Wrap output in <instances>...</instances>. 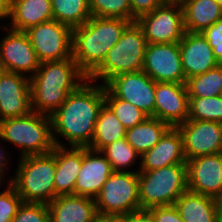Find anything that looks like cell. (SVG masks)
<instances>
[{
    "mask_svg": "<svg viewBox=\"0 0 222 222\" xmlns=\"http://www.w3.org/2000/svg\"><path fill=\"white\" fill-rule=\"evenodd\" d=\"M53 18L71 28L81 26L92 16L88 0H51Z\"/></svg>",
    "mask_w": 222,
    "mask_h": 222,
    "instance_id": "29",
    "label": "cell"
},
{
    "mask_svg": "<svg viewBox=\"0 0 222 222\" xmlns=\"http://www.w3.org/2000/svg\"><path fill=\"white\" fill-rule=\"evenodd\" d=\"M186 87L189 97H214L222 92V64L187 79Z\"/></svg>",
    "mask_w": 222,
    "mask_h": 222,
    "instance_id": "30",
    "label": "cell"
},
{
    "mask_svg": "<svg viewBox=\"0 0 222 222\" xmlns=\"http://www.w3.org/2000/svg\"><path fill=\"white\" fill-rule=\"evenodd\" d=\"M147 211L153 217L154 222H183L177 208L170 206H154Z\"/></svg>",
    "mask_w": 222,
    "mask_h": 222,
    "instance_id": "37",
    "label": "cell"
},
{
    "mask_svg": "<svg viewBox=\"0 0 222 222\" xmlns=\"http://www.w3.org/2000/svg\"><path fill=\"white\" fill-rule=\"evenodd\" d=\"M186 32H203L222 19V7L215 0H181Z\"/></svg>",
    "mask_w": 222,
    "mask_h": 222,
    "instance_id": "24",
    "label": "cell"
},
{
    "mask_svg": "<svg viewBox=\"0 0 222 222\" xmlns=\"http://www.w3.org/2000/svg\"><path fill=\"white\" fill-rule=\"evenodd\" d=\"M32 111L30 78L5 71L0 78V121Z\"/></svg>",
    "mask_w": 222,
    "mask_h": 222,
    "instance_id": "17",
    "label": "cell"
},
{
    "mask_svg": "<svg viewBox=\"0 0 222 222\" xmlns=\"http://www.w3.org/2000/svg\"><path fill=\"white\" fill-rule=\"evenodd\" d=\"M11 184L23 202L49 204L55 198L56 157L53 152L15 159Z\"/></svg>",
    "mask_w": 222,
    "mask_h": 222,
    "instance_id": "5",
    "label": "cell"
},
{
    "mask_svg": "<svg viewBox=\"0 0 222 222\" xmlns=\"http://www.w3.org/2000/svg\"><path fill=\"white\" fill-rule=\"evenodd\" d=\"M130 23L122 18L91 16L73 28L72 58L87 78L102 64Z\"/></svg>",
    "mask_w": 222,
    "mask_h": 222,
    "instance_id": "3",
    "label": "cell"
},
{
    "mask_svg": "<svg viewBox=\"0 0 222 222\" xmlns=\"http://www.w3.org/2000/svg\"><path fill=\"white\" fill-rule=\"evenodd\" d=\"M188 120H207L222 123V96L189 97Z\"/></svg>",
    "mask_w": 222,
    "mask_h": 222,
    "instance_id": "32",
    "label": "cell"
},
{
    "mask_svg": "<svg viewBox=\"0 0 222 222\" xmlns=\"http://www.w3.org/2000/svg\"><path fill=\"white\" fill-rule=\"evenodd\" d=\"M25 32L40 63L72 58L73 28L70 26L52 19Z\"/></svg>",
    "mask_w": 222,
    "mask_h": 222,
    "instance_id": "10",
    "label": "cell"
},
{
    "mask_svg": "<svg viewBox=\"0 0 222 222\" xmlns=\"http://www.w3.org/2000/svg\"><path fill=\"white\" fill-rule=\"evenodd\" d=\"M92 222H126V215L96 212Z\"/></svg>",
    "mask_w": 222,
    "mask_h": 222,
    "instance_id": "40",
    "label": "cell"
},
{
    "mask_svg": "<svg viewBox=\"0 0 222 222\" xmlns=\"http://www.w3.org/2000/svg\"><path fill=\"white\" fill-rule=\"evenodd\" d=\"M154 117L170 127L188 120L189 96L186 84L156 82Z\"/></svg>",
    "mask_w": 222,
    "mask_h": 222,
    "instance_id": "15",
    "label": "cell"
},
{
    "mask_svg": "<svg viewBox=\"0 0 222 222\" xmlns=\"http://www.w3.org/2000/svg\"><path fill=\"white\" fill-rule=\"evenodd\" d=\"M143 71L155 82L186 84L179 43L147 44Z\"/></svg>",
    "mask_w": 222,
    "mask_h": 222,
    "instance_id": "12",
    "label": "cell"
},
{
    "mask_svg": "<svg viewBox=\"0 0 222 222\" xmlns=\"http://www.w3.org/2000/svg\"><path fill=\"white\" fill-rule=\"evenodd\" d=\"M0 65L6 71L32 77L40 66L29 36L24 31H15L9 27L0 28ZM1 34V33H0Z\"/></svg>",
    "mask_w": 222,
    "mask_h": 222,
    "instance_id": "11",
    "label": "cell"
},
{
    "mask_svg": "<svg viewBox=\"0 0 222 222\" xmlns=\"http://www.w3.org/2000/svg\"><path fill=\"white\" fill-rule=\"evenodd\" d=\"M222 7V0H215Z\"/></svg>",
    "mask_w": 222,
    "mask_h": 222,
    "instance_id": "47",
    "label": "cell"
},
{
    "mask_svg": "<svg viewBox=\"0 0 222 222\" xmlns=\"http://www.w3.org/2000/svg\"><path fill=\"white\" fill-rule=\"evenodd\" d=\"M182 67L186 80L203 74L220 64L213 55V49L200 32H186L179 42Z\"/></svg>",
    "mask_w": 222,
    "mask_h": 222,
    "instance_id": "19",
    "label": "cell"
},
{
    "mask_svg": "<svg viewBox=\"0 0 222 222\" xmlns=\"http://www.w3.org/2000/svg\"><path fill=\"white\" fill-rule=\"evenodd\" d=\"M51 0H11V17L8 27L27 31L30 27L52 20Z\"/></svg>",
    "mask_w": 222,
    "mask_h": 222,
    "instance_id": "23",
    "label": "cell"
},
{
    "mask_svg": "<svg viewBox=\"0 0 222 222\" xmlns=\"http://www.w3.org/2000/svg\"><path fill=\"white\" fill-rule=\"evenodd\" d=\"M164 1H168V2H180L181 0H164Z\"/></svg>",
    "mask_w": 222,
    "mask_h": 222,
    "instance_id": "46",
    "label": "cell"
},
{
    "mask_svg": "<svg viewBox=\"0 0 222 222\" xmlns=\"http://www.w3.org/2000/svg\"><path fill=\"white\" fill-rule=\"evenodd\" d=\"M146 46L142 28L131 22L88 79L105 86L115 76L142 71Z\"/></svg>",
    "mask_w": 222,
    "mask_h": 222,
    "instance_id": "6",
    "label": "cell"
},
{
    "mask_svg": "<svg viewBox=\"0 0 222 222\" xmlns=\"http://www.w3.org/2000/svg\"><path fill=\"white\" fill-rule=\"evenodd\" d=\"M6 146L8 145H6L2 141V138L0 136V172H2L9 179V181H12L13 176H10V175L14 174L13 172L14 167H11L12 166L11 164L13 163L15 164V162L13 161L15 156H12L10 154L11 151L7 150V148L9 149V146L8 147ZM11 168L12 170H10Z\"/></svg>",
    "mask_w": 222,
    "mask_h": 222,
    "instance_id": "39",
    "label": "cell"
},
{
    "mask_svg": "<svg viewBox=\"0 0 222 222\" xmlns=\"http://www.w3.org/2000/svg\"><path fill=\"white\" fill-rule=\"evenodd\" d=\"M0 136L10 146V151L11 147L17 148L18 151H14L17 158L46 154L54 148L51 116L35 111L1 120Z\"/></svg>",
    "mask_w": 222,
    "mask_h": 222,
    "instance_id": "4",
    "label": "cell"
},
{
    "mask_svg": "<svg viewBox=\"0 0 222 222\" xmlns=\"http://www.w3.org/2000/svg\"><path fill=\"white\" fill-rule=\"evenodd\" d=\"M186 161L180 130L177 127H170L153 148L141 155L139 171L186 164Z\"/></svg>",
    "mask_w": 222,
    "mask_h": 222,
    "instance_id": "20",
    "label": "cell"
},
{
    "mask_svg": "<svg viewBox=\"0 0 222 222\" xmlns=\"http://www.w3.org/2000/svg\"><path fill=\"white\" fill-rule=\"evenodd\" d=\"M52 152L56 157L55 198L74 194L75 181L84 157V147L54 145Z\"/></svg>",
    "mask_w": 222,
    "mask_h": 222,
    "instance_id": "21",
    "label": "cell"
},
{
    "mask_svg": "<svg viewBox=\"0 0 222 222\" xmlns=\"http://www.w3.org/2000/svg\"><path fill=\"white\" fill-rule=\"evenodd\" d=\"M105 104L114 112L126 129L143 122L149 117L145 112L128 101L117 98L105 86Z\"/></svg>",
    "mask_w": 222,
    "mask_h": 222,
    "instance_id": "31",
    "label": "cell"
},
{
    "mask_svg": "<svg viewBox=\"0 0 222 222\" xmlns=\"http://www.w3.org/2000/svg\"><path fill=\"white\" fill-rule=\"evenodd\" d=\"M214 199L216 204L217 218L222 219V191Z\"/></svg>",
    "mask_w": 222,
    "mask_h": 222,
    "instance_id": "43",
    "label": "cell"
},
{
    "mask_svg": "<svg viewBox=\"0 0 222 222\" xmlns=\"http://www.w3.org/2000/svg\"><path fill=\"white\" fill-rule=\"evenodd\" d=\"M170 126L155 117L149 116L143 122L126 129L127 142L140 154L153 148Z\"/></svg>",
    "mask_w": 222,
    "mask_h": 222,
    "instance_id": "26",
    "label": "cell"
},
{
    "mask_svg": "<svg viewBox=\"0 0 222 222\" xmlns=\"http://www.w3.org/2000/svg\"><path fill=\"white\" fill-rule=\"evenodd\" d=\"M188 190L186 164L138 172V191L141 210L154 206L174 205Z\"/></svg>",
    "mask_w": 222,
    "mask_h": 222,
    "instance_id": "7",
    "label": "cell"
},
{
    "mask_svg": "<svg viewBox=\"0 0 222 222\" xmlns=\"http://www.w3.org/2000/svg\"><path fill=\"white\" fill-rule=\"evenodd\" d=\"M177 128L182 135L186 160L222 153V123L187 120Z\"/></svg>",
    "mask_w": 222,
    "mask_h": 222,
    "instance_id": "14",
    "label": "cell"
},
{
    "mask_svg": "<svg viewBox=\"0 0 222 222\" xmlns=\"http://www.w3.org/2000/svg\"><path fill=\"white\" fill-rule=\"evenodd\" d=\"M201 33L212 47L213 55L216 60L222 64V19L217 20Z\"/></svg>",
    "mask_w": 222,
    "mask_h": 222,
    "instance_id": "36",
    "label": "cell"
},
{
    "mask_svg": "<svg viewBox=\"0 0 222 222\" xmlns=\"http://www.w3.org/2000/svg\"><path fill=\"white\" fill-rule=\"evenodd\" d=\"M92 16L122 18L132 22L129 0H88Z\"/></svg>",
    "mask_w": 222,
    "mask_h": 222,
    "instance_id": "33",
    "label": "cell"
},
{
    "mask_svg": "<svg viewBox=\"0 0 222 222\" xmlns=\"http://www.w3.org/2000/svg\"><path fill=\"white\" fill-rule=\"evenodd\" d=\"M104 104L105 86L87 78L51 115L54 145L88 147Z\"/></svg>",
    "mask_w": 222,
    "mask_h": 222,
    "instance_id": "1",
    "label": "cell"
},
{
    "mask_svg": "<svg viewBox=\"0 0 222 222\" xmlns=\"http://www.w3.org/2000/svg\"><path fill=\"white\" fill-rule=\"evenodd\" d=\"M12 222H50L48 205L22 202Z\"/></svg>",
    "mask_w": 222,
    "mask_h": 222,
    "instance_id": "34",
    "label": "cell"
},
{
    "mask_svg": "<svg viewBox=\"0 0 222 222\" xmlns=\"http://www.w3.org/2000/svg\"><path fill=\"white\" fill-rule=\"evenodd\" d=\"M174 206L183 222H217L214 197L187 190L178 197Z\"/></svg>",
    "mask_w": 222,
    "mask_h": 222,
    "instance_id": "25",
    "label": "cell"
},
{
    "mask_svg": "<svg viewBox=\"0 0 222 222\" xmlns=\"http://www.w3.org/2000/svg\"><path fill=\"white\" fill-rule=\"evenodd\" d=\"M22 202L12 184L0 192V222H12Z\"/></svg>",
    "mask_w": 222,
    "mask_h": 222,
    "instance_id": "35",
    "label": "cell"
},
{
    "mask_svg": "<svg viewBox=\"0 0 222 222\" xmlns=\"http://www.w3.org/2000/svg\"><path fill=\"white\" fill-rule=\"evenodd\" d=\"M86 79L73 58L40 63L30 77L32 111L51 116Z\"/></svg>",
    "mask_w": 222,
    "mask_h": 222,
    "instance_id": "2",
    "label": "cell"
},
{
    "mask_svg": "<svg viewBox=\"0 0 222 222\" xmlns=\"http://www.w3.org/2000/svg\"><path fill=\"white\" fill-rule=\"evenodd\" d=\"M188 191L216 197L222 191V153L186 161Z\"/></svg>",
    "mask_w": 222,
    "mask_h": 222,
    "instance_id": "16",
    "label": "cell"
},
{
    "mask_svg": "<svg viewBox=\"0 0 222 222\" xmlns=\"http://www.w3.org/2000/svg\"><path fill=\"white\" fill-rule=\"evenodd\" d=\"M47 205L50 222H92L97 212L95 199L74 194L57 196Z\"/></svg>",
    "mask_w": 222,
    "mask_h": 222,
    "instance_id": "22",
    "label": "cell"
},
{
    "mask_svg": "<svg viewBox=\"0 0 222 222\" xmlns=\"http://www.w3.org/2000/svg\"><path fill=\"white\" fill-rule=\"evenodd\" d=\"M113 172L110 162L101 151L84 147V157L75 181L74 195L95 199Z\"/></svg>",
    "mask_w": 222,
    "mask_h": 222,
    "instance_id": "18",
    "label": "cell"
},
{
    "mask_svg": "<svg viewBox=\"0 0 222 222\" xmlns=\"http://www.w3.org/2000/svg\"><path fill=\"white\" fill-rule=\"evenodd\" d=\"M5 71H6L5 68L2 65H0V78Z\"/></svg>",
    "mask_w": 222,
    "mask_h": 222,
    "instance_id": "45",
    "label": "cell"
},
{
    "mask_svg": "<svg viewBox=\"0 0 222 222\" xmlns=\"http://www.w3.org/2000/svg\"><path fill=\"white\" fill-rule=\"evenodd\" d=\"M10 184L11 181H9V179L2 172H0V192H2Z\"/></svg>",
    "mask_w": 222,
    "mask_h": 222,
    "instance_id": "44",
    "label": "cell"
},
{
    "mask_svg": "<svg viewBox=\"0 0 222 222\" xmlns=\"http://www.w3.org/2000/svg\"><path fill=\"white\" fill-rule=\"evenodd\" d=\"M10 17H11V0H0V28L8 27V24L10 22Z\"/></svg>",
    "mask_w": 222,
    "mask_h": 222,
    "instance_id": "41",
    "label": "cell"
},
{
    "mask_svg": "<svg viewBox=\"0 0 222 222\" xmlns=\"http://www.w3.org/2000/svg\"><path fill=\"white\" fill-rule=\"evenodd\" d=\"M101 152L113 171L139 172L141 155L127 142L126 137L107 145Z\"/></svg>",
    "mask_w": 222,
    "mask_h": 222,
    "instance_id": "28",
    "label": "cell"
},
{
    "mask_svg": "<svg viewBox=\"0 0 222 222\" xmlns=\"http://www.w3.org/2000/svg\"><path fill=\"white\" fill-rule=\"evenodd\" d=\"M147 44L179 43L185 33L181 2L165 1L136 20Z\"/></svg>",
    "mask_w": 222,
    "mask_h": 222,
    "instance_id": "9",
    "label": "cell"
},
{
    "mask_svg": "<svg viewBox=\"0 0 222 222\" xmlns=\"http://www.w3.org/2000/svg\"><path fill=\"white\" fill-rule=\"evenodd\" d=\"M126 128L115 116L114 112L104 104L100 109L95 124L93 139L89 148L101 151L107 145L125 138Z\"/></svg>",
    "mask_w": 222,
    "mask_h": 222,
    "instance_id": "27",
    "label": "cell"
},
{
    "mask_svg": "<svg viewBox=\"0 0 222 222\" xmlns=\"http://www.w3.org/2000/svg\"><path fill=\"white\" fill-rule=\"evenodd\" d=\"M101 213L128 215L141 210L138 191V172L114 171L95 198Z\"/></svg>",
    "mask_w": 222,
    "mask_h": 222,
    "instance_id": "8",
    "label": "cell"
},
{
    "mask_svg": "<svg viewBox=\"0 0 222 222\" xmlns=\"http://www.w3.org/2000/svg\"><path fill=\"white\" fill-rule=\"evenodd\" d=\"M126 222H154L153 217L147 210H140L126 216Z\"/></svg>",
    "mask_w": 222,
    "mask_h": 222,
    "instance_id": "42",
    "label": "cell"
},
{
    "mask_svg": "<svg viewBox=\"0 0 222 222\" xmlns=\"http://www.w3.org/2000/svg\"><path fill=\"white\" fill-rule=\"evenodd\" d=\"M117 98L135 105L154 117L156 82L143 70L123 73L105 85Z\"/></svg>",
    "mask_w": 222,
    "mask_h": 222,
    "instance_id": "13",
    "label": "cell"
},
{
    "mask_svg": "<svg viewBox=\"0 0 222 222\" xmlns=\"http://www.w3.org/2000/svg\"><path fill=\"white\" fill-rule=\"evenodd\" d=\"M132 12V22H135L140 16L150 13L159 6L164 0H129Z\"/></svg>",
    "mask_w": 222,
    "mask_h": 222,
    "instance_id": "38",
    "label": "cell"
}]
</instances>
